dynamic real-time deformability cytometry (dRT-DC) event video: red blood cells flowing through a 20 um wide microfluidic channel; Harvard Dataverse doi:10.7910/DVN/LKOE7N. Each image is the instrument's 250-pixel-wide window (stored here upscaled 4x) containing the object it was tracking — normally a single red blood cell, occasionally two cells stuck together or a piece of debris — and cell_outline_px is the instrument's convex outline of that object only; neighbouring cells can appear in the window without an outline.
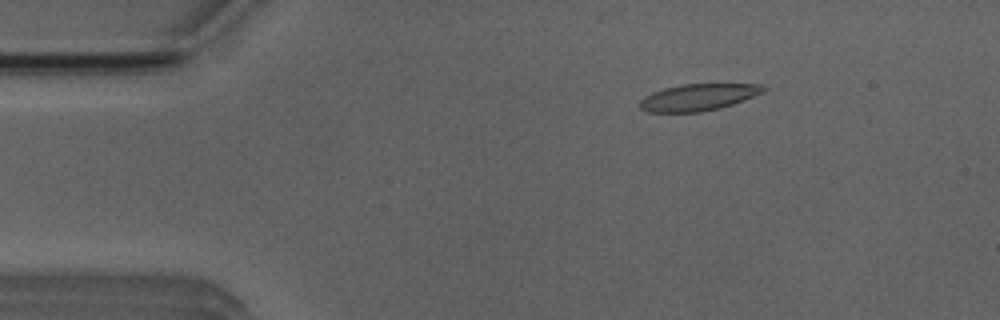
{"species": "Egyptian fruit bat (a non-hibernating species)", "species_latin": "Rousettus aegyptiacus", "temperature_condition": "room temperature", "stored_images_in_passage": 45, "camera_frame_rate_fps": 3000, "um_per_image_px": 0.085, "animal": {"sex": "male"}, "frame": {"image": 1, "passage_image": 1, "time_ms": 0.0, "image_size_px": [1000, 320], "cell_outline_px": [[768, 88], [764, 92], [744, 100], [720, 108], [700, 112], [648, 112], [640, 108], [640, 100], [644, 96], [652, 92], [664, 88], [680, 84], [764, 84]], "centroid_in_image_um": [59.37, 8.26], "position_along_channel_um": 25.6, "area_um2": 19.36}}
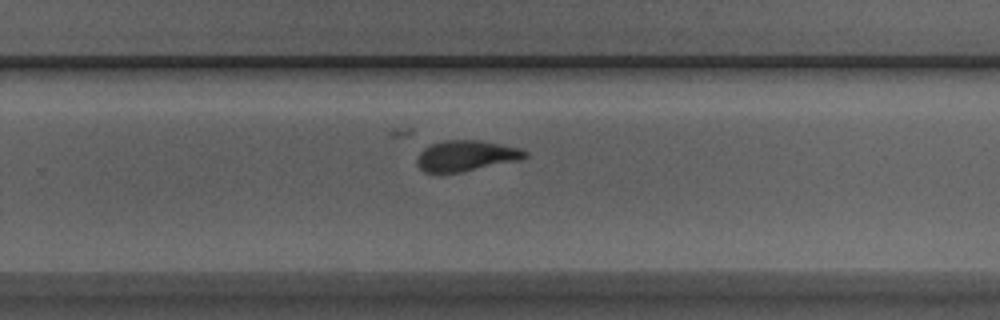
{"frame": {"image": 2, "passage_image": 26, "time_ms": 8.333, "image_size_px": [1000, 320], "cell_outline_px": [[528, 156], [520, 160], [460, 172], [424, 172], [416, 164], [416, 160], [420, 152], [424, 148], [432, 144], [444, 140], [480, 140], [520, 148], [528, 152]], "centroid_in_image_um": [39.63, 13.23], "position_along_channel_um": 290.2, "area_um2": 19.25}}
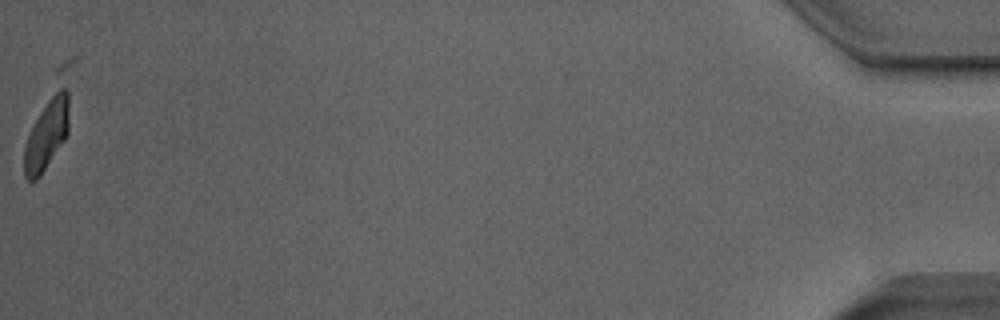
{"frame": {"image": 3, "passage_image": 45, "time_ms": 14.667, "image_size_px": [1000, 320], "cell_outline_px": [[68, 132], [64, 140], [40, 176], [36, 180], [28, 180], [24, 176], [24, 144], [40, 112], [48, 100], [60, 88], [64, 88], [68, 92]], "centroid_in_image_um": [3.95, 11.48], "position_along_channel_um": 431.2, "area_um2": 17.8}}